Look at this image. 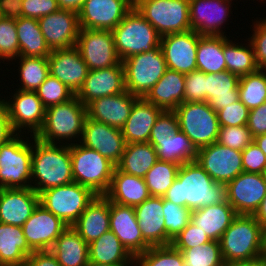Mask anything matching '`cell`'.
<instances>
[{"label":"cell","instance_id":"484cf974","mask_svg":"<svg viewBox=\"0 0 266 266\" xmlns=\"http://www.w3.org/2000/svg\"><path fill=\"white\" fill-rule=\"evenodd\" d=\"M39 204L32 188L0 189V223L22 226Z\"/></svg>","mask_w":266,"mask_h":266},{"label":"cell","instance_id":"e0dca14e","mask_svg":"<svg viewBox=\"0 0 266 266\" xmlns=\"http://www.w3.org/2000/svg\"><path fill=\"white\" fill-rule=\"evenodd\" d=\"M226 186L228 203L236 213L253 215L266 195V176L242 172Z\"/></svg>","mask_w":266,"mask_h":266},{"label":"cell","instance_id":"f6af8a7d","mask_svg":"<svg viewBox=\"0 0 266 266\" xmlns=\"http://www.w3.org/2000/svg\"><path fill=\"white\" fill-rule=\"evenodd\" d=\"M184 257V266H223L219 241H209L193 248H175Z\"/></svg>","mask_w":266,"mask_h":266},{"label":"cell","instance_id":"e7e4bbea","mask_svg":"<svg viewBox=\"0 0 266 266\" xmlns=\"http://www.w3.org/2000/svg\"><path fill=\"white\" fill-rule=\"evenodd\" d=\"M86 0H57L60 9L79 12Z\"/></svg>","mask_w":266,"mask_h":266},{"label":"cell","instance_id":"9c48e42d","mask_svg":"<svg viewBox=\"0 0 266 266\" xmlns=\"http://www.w3.org/2000/svg\"><path fill=\"white\" fill-rule=\"evenodd\" d=\"M134 7L161 36L191 30L189 0H134Z\"/></svg>","mask_w":266,"mask_h":266},{"label":"cell","instance_id":"9f6ffc18","mask_svg":"<svg viewBox=\"0 0 266 266\" xmlns=\"http://www.w3.org/2000/svg\"><path fill=\"white\" fill-rule=\"evenodd\" d=\"M211 241L206 233L189 222L188 225L172 240L174 248H193Z\"/></svg>","mask_w":266,"mask_h":266},{"label":"cell","instance_id":"52a82bcc","mask_svg":"<svg viewBox=\"0 0 266 266\" xmlns=\"http://www.w3.org/2000/svg\"><path fill=\"white\" fill-rule=\"evenodd\" d=\"M22 135L0 145V189L31 188L32 140Z\"/></svg>","mask_w":266,"mask_h":266},{"label":"cell","instance_id":"5b68a950","mask_svg":"<svg viewBox=\"0 0 266 266\" xmlns=\"http://www.w3.org/2000/svg\"><path fill=\"white\" fill-rule=\"evenodd\" d=\"M116 52L120 60L148 52L160 46L161 35L133 7L112 30Z\"/></svg>","mask_w":266,"mask_h":266},{"label":"cell","instance_id":"e575fe53","mask_svg":"<svg viewBox=\"0 0 266 266\" xmlns=\"http://www.w3.org/2000/svg\"><path fill=\"white\" fill-rule=\"evenodd\" d=\"M50 252L61 266H87L89 263L88 243L72 226L56 239Z\"/></svg>","mask_w":266,"mask_h":266},{"label":"cell","instance_id":"8992f818","mask_svg":"<svg viewBox=\"0 0 266 266\" xmlns=\"http://www.w3.org/2000/svg\"><path fill=\"white\" fill-rule=\"evenodd\" d=\"M70 154L74 182L89 187L96 195H104L116 166L98 151L79 143L70 145Z\"/></svg>","mask_w":266,"mask_h":266},{"label":"cell","instance_id":"816d5d0a","mask_svg":"<svg viewBox=\"0 0 266 266\" xmlns=\"http://www.w3.org/2000/svg\"><path fill=\"white\" fill-rule=\"evenodd\" d=\"M178 129V119L175 112L163 110L151 129L148 142L150 144H159V140L174 134Z\"/></svg>","mask_w":266,"mask_h":266},{"label":"cell","instance_id":"7c38bea8","mask_svg":"<svg viewBox=\"0 0 266 266\" xmlns=\"http://www.w3.org/2000/svg\"><path fill=\"white\" fill-rule=\"evenodd\" d=\"M10 97H3V101L13 130L18 134H26L27 130V134L35 136L43 126L46 110L37 93L16 89Z\"/></svg>","mask_w":266,"mask_h":266},{"label":"cell","instance_id":"bcb514c9","mask_svg":"<svg viewBox=\"0 0 266 266\" xmlns=\"http://www.w3.org/2000/svg\"><path fill=\"white\" fill-rule=\"evenodd\" d=\"M135 263V266H184V257L172 245L157 246L139 254Z\"/></svg>","mask_w":266,"mask_h":266},{"label":"cell","instance_id":"603a6c76","mask_svg":"<svg viewBox=\"0 0 266 266\" xmlns=\"http://www.w3.org/2000/svg\"><path fill=\"white\" fill-rule=\"evenodd\" d=\"M126 91L122 61L116 66L89 70L76 97L86 106L94 99L112 96Z\"/></svg>","mask_w":266,"mask_h":266},{"label":"cell","instance_id":"a7ac6f4b","mask_svg":"<svg viewBox=\"0 0 266 266\" xmlns=\"http://www.w3.org/2000/svg\"><path fill=\"white\" fill-rule=\"evenodd\" d=\"M254 142L266 156V134L255 137Z\"/></svg>","mask_w":266,"mask_h":266},{"label":"cell","instance_id":"44dd1931","mask_svg":"<svg viewBox=\"0 0 266 266\" xmlns=\"http://www.w3.org/2000/svg\"><path fill=\"white\" fill-rule=\"evenodd\" d=\"M79 143L98 151L115 166L119 163L126 144L120 129L89 118L85 120Z\"/></svg>","mask_w":266,"mask_h":266},{"label":"cell","instance_id":"83f0119b","mask_svg":"<svg viewBox=\"0 0 266 266\" xmlns=\"http://www.w3.org/2000/svg\"><path fill=\"white\" fill-rule=\"evenodd\" d=\"M72 227L88 244L97 240L110 230V201L96 195Z\"/></svg>","mask_w":266,"mask_h":266},{"label":"cell","instance_id":"f907efd6","mask_svg":"<svg viewBox=\"0 0 266 266\" xmlns=\"http://www.w3.org/2000/svg\"><path fill=\"white\" fill-rule=\"evenodd\" d=\"M254 141L247 125L243 126H220L217 142L231 149L243 151Z\"/></svg>","mask_w":266,"mask_h":266},{"label":"cell","instance_id":"7bdbcfd3","mask_svg":"<svg viewBox=\"0 0 266 266\" xmlns=\"http://www.w3.org/2000/svg\"><path fill=\"white\" fill-rule=\"evenodd\" d=\"M239 100L249 109L266 102V70L241 76L238 84Z\"/></svg>","mask_w":266,"mask_h":266},{"label":"cell","instance_id":"94428289","mask_svg":"<svg viewBox=\"0 0 266 266\" xmlns=\"http://www.w3.org/2000/svg\"><path fill=\"white\" fill-rule=\"evenodd\" d=\"M16 134L12 128L5 103L0 96V145L9 141Z\"/></svg>","mask_w":266,"mask_h":266},{"label":"cell","instance_id":"8fae6325","mask_svg":"<svg viewBox=\"0 0 266 266\" xmlns=\"http://www.w3.org/2000/svg\"><path fill=\"white\" fill-rule=\"evenodd\" d=\"M95 197L89 187L72 182L40 192L39 204L72 226Z\"/></svg>","mask_w":266,"mask_h":266},{"label":"cell","instance_id":"f35d334b","mask_svg":"<svg viewBox=\"0 0 266 266\" xmlns=\"http://www.w3.org/2000/svg\"><path fill=\"white\" fill-rule=\"evenodd\" d=\"M229 36L201 35L197 46V70L216 74L226 70L223 46Z\"/></svg>","mask_w":266,"mask_h":266},{"label":"cell","instance_id":"ac0fdd59","mask_svg":"<svg viewBox=\"0 0 266 266\" xmlns=\"http://www.w3.org/2000/svg\"><path fill=\"white\" fill-rule=\"evenodd\" d=\"M68 225L41 204L22 225L29 247L33 251H49Z\"/></svg>","mask_w":266,"mask_h":266},{"label":"cell","instance_id":"ee69618b","mask_svg":"<svg viewBox=\"0 0 266 266\" xmlns=\"http://www.w3.org/2000/svg\"><path fill=\"white\" fill-rule=\"evenodd\" d=\"M179 168L174 162L158 160L144 177L150 195L163 197L177 178Z\"/></svg>","mask_w":266,"mask_h":266},{"label":"cell","instance_id":"b9f144b4","mask_svg":"<svg viewBox=\"0 0 266 266\" xmlns=\"http://www.w3.org/2000/svg\"><path fill=\"white\" fill-rule=\"evenodd\" d=\"M18 73L20 85L19 90L36 91L39 86L50 75L48 57L19 56Z\"/></svg>","mask_w":266,"mask_h":266},{"label":"cell","instance_id":"d6a6232c","mask_svg":"<svg viewBox=\"0 0 266 266\" xmlns=\"http://www.w3.org/2000/svg\"><path fill=\"white\" fill-rule=\"evenodd\" d=\"M88 254L89 262L135 266V257L111 230L88 244Z\"/></svg>","mask_w":266,"mask_h":266},{"label":"cell","instance_id":"be15d7a7","mask_svg":"<svg viewBox=\"0 0 266 266\" xmlns=\"http://www.w3.org/2000/svg\"><path fill=\"white\" fill-rule=\"evenodd\" d=\"M22 0H0V16L9 19L22 17Z\"/></svg>","mask_w":266,"mask_h":266},{"label":"cell","instance_id":"836d02e7","mask_svg":"<svg viewBox=\"0 0 266 266\" xmlns=\"http://www.w3.org/2000/svg\"><path fill=\"white\" fill-rule=\"evenodd\" d=\"M239 79L227 70L206 74V102L215 112L239 100Z\"/></svg>","mask_w":266,"mask_h":266},{"label":"cell","instance_id":"d4e9b609","mask_svg":"<svg viewBox=\"0 0 266 266\" xmlns=\"http://www.w3.org/2000/svg\"><path fill=\"white\" fill-rule=\"evenodd\" d=\"M140 97L128 91L94 99L86 105L87 118L122 129L130 116L134 103Z\"/></svg>","mask_w":266,"mask_h":266},{"label":"cell","instance_id":"11a10c76","mask_svg":"<svg viewBox=\"0 0 266 266\" xmlns=\"http://www.w3.org/2000/svg\"><path fill=\"white\" fill-rule=\"evenodd\" d=\"M258 20L256 19L252 23L254 24L253 34L247 41H250L253 46L255 60L259 69L266 70V17Z\"/></svg>","mask_w":266,"mask_h":266},{"label":"cell","instance_id":"8d00e7d4","mask_svg":"<svg viewBox=\"0 0 266 266\" xmlns=\"http://www.w3.org/2000/svg\"><path fill=\"white\" fill-rule=\"evenodd\" d=\"M157 161V151L149 142L129 143L125 144L116 168L126 174L144 178Z\"/></svg>","mask_w":266,"mask_h":266},{"label":"cell","instance_id":"6f0895ef","mask_svg":"<svg viewBox=\"0 0 266 266\" xmlns=\"http://www.w3.org/2000/svg\"><path fill=\"white\" fill-rule=\"evenodd\" d=\"M243 172L260 173L266 172V156L253 141L242 151Z\"/></svg>","mask_w":266,"mask_h":266},{"label":"cell","instance_id":"681fc988","mask_svg":"<svg viewBox=\"0 0 266 266\" xmlns=\"http://www.w3.org/2000/svg\"><path fill=\"white\" fill-rule=\"evenodd\" d=\"M19 57V42L15 19L0 18V61L10 62Z\"/></svg>","mask_w":266,"mask_h":266},{"label":"cell","instance_id":"89a4df30","mask_svg":"<svg viewBox=\"0 0 266 266\" xmlns=\"http://www.w3.org/2000/svg\"><path fill=\"white\" fill-rule=\"evenodd\" d=\"M87 266H121V265H113V264H103V263L89 262Z\"/></svg>","mask_w":266,"mask_h":266},{"label":"cell","instance_id":"cb8c5ba5","mask_svg":"<svg viewBox=\"0 0 266 266\" xmlns=\"http://www.w3.org/2000/svg\"><path fill=\"white\" fill-rule=\"evenodd\" d=\"M110 230L135 258L150 248L143 239L132 206L110 202Z\"/></svg>","mask_w":266,"mask_h":266},{"label":"cell","instance_id":"3957f363","mask_svg":"<svg viewBox=\"0 0 266 266\" xmlns=\"http://www.w3.org/2000/svg\"><path fill=\"white\" fill-rule=\"evenodd\" d=\"M86 118V106L75 95L46 108L43 126L34 137L50 144H75L80 142Z\"/></svg>","mask_w":266,"mask_h":266},{"label":"cell","instance_id":"f5cc1de1","mask_svg":"<svg viewBox=\"0 0 266 266\" xmlns=\"http://www.w3.org/2000/svg\"><path fill=\"white\" fill-rule=\"evenodd\" d=\"M184 102H206V73L196 70L185 75Z\"/></svg>","mask_w":266,"mask_h":266},{"label":"cell","instance_id":"60d3db41","mask_svg":"<svg viewBox=\"0 0 266 266\" xmlns=\"http://www.w3.org/2000/svg\"><path fill=\"white\" fill-rule=\"evenodd\" d=\"M232 41L229 39L223 46L226 70L239 77L258 71L259 67L255 60L251 42L238 44Z\"/></svg>","mask_w":266,"mask_h":266},{"label":"cell","instance_id":"30bf717a","mask_svg":"<svg viewBox=\"0 0 266 266\" xmlns=\"http://www.w3.org/2000/svg\"><path fill=\"white\" fill-rule=\"evenodd\" d=\"M122 64L126 91L138 97H144L167 70L160 46L126 58Z\"/></svg>","mask_w":266,"mask_h":266},{"label":"cell","instance_id":"4dcf8cb0","mask_svg":"<svg viewBox=\"0 0 266 266\" xmlns=\"http://www.w3.org/2000/svg\"><path fill=\"white\" fill-rule=\"evenodd\" d=\"M237 215L228 202H222L193 210L190 222L206 233L210 240L219 241Z\"/></svg>","mask_w":266,"mask_h":266},{"label":"cell","instance_id":"5bb4252c","mask_svg":"<svg viewBox=\"0 0 266 266\" xmlns=\"http://www.w3.org/2000/svg\"><path fill=\"white\" fill-rule=\"evenodd\" d=\"M75 47L89 70L108 68L121 62L110 30L80 29Z\"/></svg>","mask_w":266,"mask_h":266},{"label":"cell","instance_id":"f546056e","mask_svg":"<svg viewBox=\"0 0 266 266\" xmlns=\"http://www.w3.org/2000/svg\"><path fill=\"white\" fill-rule=\"evenodd\" d=\"M104 196L110 202L135 207L151 195L144 178L126 174L115 167L110 187Z\"/></svg>","mask_w":266,"mask_h":266},{"label":"cell","instance_id":"c3c4849f","mask_svg":"<svg viewBox=\"0 0 266 266\" xmlns=\"http://www.w3.org/2000/svg\"><path fill=\"white\" fill-rule=\"evenodd\" d=\"M45 108L72 99L75 94L57 78L49 75L35 91Z\"/></svg>","mask_w":266,"mask_h":266},{"label":"cell","instance_id":"ffe728a7","mask_svg":"<svg viewBox=\"0 0 266 266\" xmlns=\"http://www.w3.org/2000/svg\"><path fill=\"white\" fill-rule=\"evenodd\" d=\"M232 1L189 0L191 30L196 31L200 35H227L224 34L225 31L223 32L222 27L229 20V14H232V9L230 8L232 7Z\"/></svg>","mask_w":266,"mask_h":266},{"label":"cell","instance_id":"ab89813d","mask_svg":"<svg viewBox=\"0 0 266 266\" xmlns=\"http://www.w3.org/2000/svg\"><path fill=\"white\" fill-rule=\"evenodd\" d=\"M151 145L156 149L160 161H170L179 165L196 161L198 150L179 129L167 138L159 140V144Z\"/></svg>","mask_w":266,"mask_h":266},{"label":"cell","instance_id":"6125c7cd","mask_svg":"<svg viewBox=\"0 0 266 266\" xmlns=\"http://www.w3.org/2000/svg\"><path fill=\"white\" fill-rule=\"evenodd\" d=\"M23 266H61L55 256L49 251H34Z\"/></svg>","mask_w":266,"mask_h":266},{"label":"cell","instance_id":"ba28073f","mask_svg":"<svg viewBox=\"0 0 266 266\" xmlns=\"http://www.w3.org/2000/svg\"><path fill=\"white\" fill-rule=\"evenodd\" d=\"M179 130L193 143L196 149L217 142L219 120L207 102H183L174 110Z\"/></svg>","mask_w":266,"mask_h":266},{"label":"cell","instance_id":"9a60e30c","mask_svg":"<svg viewBox=\"0 0 266 266\" xmlns=\"http://www.w3.org/2000/svg\"><path fill=\"white\" fill-rule=\"evenodd\" d=\"M134 7V0H86L78 12L81 29L112 31Z\"/></svg>","mask_w":266,"mask_h":266},{"label":"cell","instance_id":"2644e50d","mask_svg":"<svg viewBox=\"0 0 266 266\" xmlns=\"http://www.w3.org/2000/svg\"><path fill=\"white\" fill-rule=\"evenodd\" d=\"M263 258L266 260V230H265V249Z\"/></svg>","mask_w":266,"mask_h":266},{"label":"cell","instance_id":"74e56055","mask_svg":"<svg viewBox=\"0 0 266 266\" xmlns=\"http://www.w3.org/2000/svg\"><path fill=\"white\" fill-rule=\"evenodd\" d=\"M19 42V56L48 57L51 53L36 18L20 17L15 20Z\"/></svg>","mask_w":266,"mask_h":266},{"label":"cell","instance_id":"db71d44e","mask_svg":"<svg viewBox=\"0 0 266 266\" xmlns=\"http://www.w3.org/2000/svg\"><path fill=\"white\" fill-rule=\"evenodd\" d=\"M220 126L247 125L249 109L240 101H236L217 111Z\"/></svg>","mask_w":266,"mask_h":266},{"label":"cell","instance_id":"7dc6e473","mask_svg":"<svg viewBox=\"0 0 266 266\" xmlns=\"http://www.w3.org/2000/svg\"><path fill=\"white\" fill-rule=\"evenodd\" d=\"M191 210L163 198L165 232L172 241L190 222Z\"/></svg>","mask_w":266,"mask_h":266},{"label":"cell","instance_id":"680465c9","mask_svg":"<svg viewBox=\"0 0 266 266\" xmlns=\"http://www.w3.org/2000/svg\"><path fill=\"white\" fill-rule=\"evenodd\" d=\"M22 17L39 19L58 11L57 0H22Z\"/></svg>","mask_w":266,"mask_h":266},{"label":"cell","instance_id":"2e32d148","mask_svg":"<svg viewBox=\"0 0 266 266\" xmlns=\"http://www.w3.org/2000/svg\"><path fill=\"white\" fill-rule=\"evenodd\" d=\"M200 36L193 30L161 36L160 48L167 69L184 75L196 71L197 46Z\"/></svg>","mask_w":266,"mask_h":266},{"label":"cell","instance_id":"7402d4cb","mask_svg":"<svg viewBox=\"0 0 266 266\" xmlns=\"http://www.w3.org/2000/svg\"><path fill=\"white\" fill-rule=\"evenodd\" d=\"M49 73L64 83L75 95L81 89L89 69L76 47L51 50Z\"/></svg>","mask_w":266,"mask_h":266},{"label":"cell","instance_id":"7a4b0ae2","mask_svg":"<svg viewBox=\"0 0 266 266\" xmlns=\"http://www.w3.org/2000/svg\"><path fill=\"white\" fill-rule=\"evenodd\" d=\"M32 137V138H31ZM32 139L31 188L39 194L74 182L70 145L50 144Z\"/></svg>","mask_w":266,"mask_h":266},{"label":"cell","instance_id":"4fadbf2b","mask_svg":"<svg viewBox=\"0 0 266 266\" xmlns=\"http://www.w3.org/2000/svg\"><path fill=\"white\" fill-rule=\"evenodd\" d=\"M196 162L220 184L227 185L243 172L242 152L218 142L198 149Z\"/></svg>","mask_w":266,"mask_h":266},{"label":"cell","instance_id":"1f68e13d","mask_svg":"<svg viewBox=\"0 0 266 266\" xmlns=\"http://www.w3.org/2000/svg\"><path fill=\"white\" fill-rule=\"evenodd\" d=\"M185 75L167 69L161 79L143 97L166 111H174L184 102Z\"/></svg>","mask_w":266,"mask_h":266},{"label":"cell","instance_id":"91938a15","mask_svg":"<svg viewBox=\"0 0 266 266\" xmlns=\"http://www.w3.org/2000/svg\"><path fill=\"white\" fill-rule=\"evenodd\" d=\"M247 126L253 138L266 134V102L249 110Z\"/></svg>","mask_w":266,"mask_h":266},{"label":"cell","instance_id":"d590c367","mask_svg":"<svg viewBox=\"0 0 266 266\" xmlns=\"http://www.w3.org/2000/svg\"><path fill=\"white\" fill-rule=\"evenodd\" d=\"M32 252L22 226L0 223V266H23Z\"/></svg>","mask_w":266,"mask_h":266},{"label":"cell","instance_id":"4316f807","mask_svg":"<svg viewBox=\"0 0 266 266\" xmlns=\"http://www.w3.org/2000/svg\"><path fill=\"white\" fill-rule=\"evenodd\" d=\"M134 210L143 239L150 247L171 245L165 232L163 197L150 196Z\"/></svg>","mask_w":266,"mask_h":266},{"label":"cell","instance_id":"f1b7e54d","mask_svg":"<svg viewBox=\"0 0 266 266\" xmlns=\"http://www.w3.org/2000/svg\"><path fill=\"white\" fill-rule=\"evenodd\" d=\"M163 110L140 97L133 105L130 116L121 129L125 143L148 142L151 129Z\"/></svg>","mask_w":266,"mask_h":266},{"label":"cell","instance_id":"03108f58","mask_svg":"<svg viewBox=\"0 0 266 266\" xmlns=\"http://www.w3.org/2000/svg\"><path fill=\"white\" fill-rule=\"evenodd\" d=\"M256 221L261 225V227L266 230V195L261 201L260 206L253 214Z\"/></svg>","mask_w":266,"mask_h":266},{"label":"cell","instance_id":"6da1fadb","mask_svg":"<svg viewBox=\"0 0 266 266\" xmlns=\"http://www.w3.org/2000/svg\"><path fill=\"white\" fill-rule=\"evenodd\" d=\"M163 198L191 211L228 202L227 186L216 183L196 161L180 165L177 178Z\"/></svg>","mask_w":266,"mask_h":266},{"label":"cell","instance_id":"d6986e66","mask_svg":"<svg viewBox=\"0 0 266 266\" xmlns=\"http://www.w3.org/2000/svg\"><path fill=\"white\" fill-rule=\"evenodd\" d=\"M41 32L50 50L76 46L80 32L78 13L59 9L38 19Z\"/></svg>","mask_w":266,"mask_h":266},{"label":"cell","instance_id":"003e7915","mask_svg":"<svg viewBox=\"0 0 266 266\" xmlns=\"http://www.w3.org/2000/svg\"><path fill=\"white\" fill-rule=\"evenodd\" d=\"M223 266H266L264 258H257L247 261L224 262Z\"/></svg>","mask_w":266,"mask_h":266},{"label":"cell","instance_id":"277c9868","mask_svg":"<svg viewBox=\"0 0 266 266\" xmlns=\"http://www.w3.org/2000/svg\"><path fill=\"white\" fill-rule=\"evenodd\" d=\"M219 243L224 262L263 258L265 230L253 215L238 214Z\"/></svg>","mask_w":266,"mask_h":266}]
</instances>
